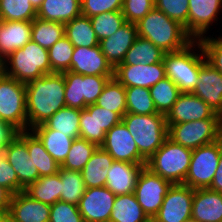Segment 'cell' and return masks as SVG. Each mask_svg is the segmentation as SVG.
<instances>
[{"label": "cell", "mask_w": 222, "mask_h": 222, "mask_svg": "<svg viewBox=\"0 0 222 222\" xmlns=\"http://www.w3.org/2000/svg\"><path fill=\"white\" fill-rule=\"evenodd\" d=\"M26 85L27 131L66 107L63 73L45 74Z\"/></svg>", "instance_id": "1"}, {"label": "cell", "mask_w": 222, "mask_h": 222, "mask_svg": "<svg viewBox=\"0 0 222 222\" xmlns=\"http://www.w3.org/2000/svg\"><path fill=\"white\" fill-rule=\"evenodd\" d=\"M136 25L138 36L149 40L164 53L180 51L194 41L183 25L155 7Z\"/></svg>", "instance_id": "2"}, {"label": "cell", "mask_w": 222, "mask_h": 222, "mask_svg": "<svg viewBox=\"0 0 222 222\" xmlns=\"http://www.w3.org/2000/svg\"><path fill=\"white\" fill-rule=\"evenodd\" d=\"M199 48V51L194 50ZM195 48V49H194ZM206 57L199 40H194L180 51L165 53L163 63L166 77L170 78L181 93L192 92L198 83L200 67L206 62Z\"/></svg>", "instance_id": "3"}, {"label": "cell", "mask_w": 222, "mask_h": 222, "mask_svg": "<svg viewBox=\"0 0 222 222\" xmlns=\"http://www.w3.org/2000/svg\"><path fill=\"white\" fill-rule=\"evenodd\" d=\"M3 65L5 75L24 84L45 74H51L48 49L32 40L5 58Z\"/></svg>", "instance_id": "4"}, {"label": "cell", "mask_w": 222, "mask_h": 222, "mask_svg": "<svg viewBox=\"0 0 222 222\" xmlns=\"http://www.w3.org/2000/svg\"><path fill=\"white\" fill-rule=\"evenodd\" d=\"M122 121L134 138L139 153L148 160L168 137L166 117L160 113L139 115L126 113Z\"/></svg>", "instance_id": "5"}, {"label": "cell", "mask_w": 222, "mask_h": 222, "mask_svg": "<svg viewBox=\"0 0 222 222\" xmlns=\"http://www.w3.org/2000/svg\"><path fill=\"white\" fill-rule=\"evenodd\" d=\"M192 149L173 142L168 137L147 160L146 168L172 184H183L188 174Z\"/></svg>", "instance_id": "6"}, {"label": "cell", "mask_w": 222, "mask_h": 222, "mask_svg": "<svg viewBox=\"0 0 222 222\" xmlns=\"http://www.w3.org/2000/svg\"><path fill=\"white\" fill-rule=\"evenodd\" d=\"M0 117L17 131H27L26 85L0 75Z\"/></svg>", "instance_id": "7"}, {"label": "cell", "mask_w": 222, "mask_h": 222, "mask_svg": "<svg viewBox=\"0 0 222 222\" xmlns=\"http://www.w3.org/2000/svg\"><path fill=\"white\" fill-rule=\"evenodd\" d=\"M221 137L222 119H202L168 126V138L192 150Z\"/></svg>", "instance_id": "8"}, {"label": "cell", "mask_w": 222, "mask_h": 222, "mask_svg": "<svg viewBox=\"0 0 222 222\" xmlns=\"http://www.w3.org/2000/svg\"><path fill=\"white\" fill-rule=\"evenodd\" d=\"M221 152V138L192 150L188 174L184 185L195 189L209 188L217 167Z\"/></svg>", "instance_id": "9"}, {"label": "cell", "mask_w": 222, "mask_h": 222, "mask_svg": "<svg viewBox=\"0 0 222 222\" xmlns=\"http://www.w3.org/2000/svg\"><path fill=\"white\" fill-rule=\"evenodd\" d=\"M172 183L144 167L140 172L134 194L150 219L158 213Z\"/></svg>", "instance_id": "10"}, {"label": "cell", "mask_w": 222, "mask_h": 222, "mask_svg": "<svg viewBox=\"0 0 222 222\" xmlns=\"http://www.w3.org/2000/svg\"><path fill=\"white\" fill-rule=\"evenodd\" d=\"M122 121V117L96 103L81 110L80 137L101 146L105 141L106 132Z\"/></svg>", "instance_id": "11"}, {"label": "cell", "mask_w": 222, "mask_h": 222, "mask_svg": "<svg viewBox=\"0 0 222 222\" xmlns=\"http://www.w3.org/2000/svg\"><path fill=\"white\" fill-rule=\"evenodd\" d=\"M194 189L184 184H172L154 222H186L191 219Z\"/></svg>", "instance_id": "12"}, {"label": "cell", "mask_w": 222, "mask_h": 222, "mask_svg": "<svg viewBox=\"0 0 222 222\" xmlns=\"http://www.w3.org/2000/svg\"><path fill=\"white\" fill-rule=\"evenodd\" d=\"M101 147L117 161L146 164L147 160L139 153L137 144L123 121L106 132Z\"/></svg>", "instance_id": "13"}, {"label": "cell", "mask_w": 222, "mask_h": 222, "mask_svg": "<svg viewBox=\"0 0 222 222\" xmlns=\"http://www.w3.org/2000/svg\"><path fill=\"white\" fill-rule=\"evenodd\" d=\"M3 153L24 188L40 178L38 169L30 160L27 149V131H18L17 135L5 146Z\"/></svg>", "instance_id": "14"}, {"label": "cell", "mask_w": 222, "mask_h": 222, "mask_svg": "<svg viewBox=\"0 0 222 222\" xmlns=\"http://www.w3.org/2000/svg\"><path fill=\"white\" fill-rule=\"evenodd\" d=\"M165 117L167 127L202 119H222L220 114L192 92L181 93Z\"/></svg>", "instance_id": "15"}, {"label": "cell", "mask_w": 222, "mask_h": 222, "mask_svg": "<svg viewBox=\"0 0 222 222\" xmlns=\"http://www.w3.org/2000/svg\"><path fill=\"white\" fill-rule=\"evenodd\" d=\"M115 197L106 186L86 188L78 204L84 222H109Z\"/></svg>", "instance_id": "16"}, {"label": "cell", "mask_w": 222, "mask_h": 222, "mask_svg": "<svg viewBox=\"0 0 222 222\" xmlns=\"http://www.w3.org/2000/svg\"><path fill=\"white\" fill-rule=\"evenodd\" d=\"M114 77L125 87L151 88L166 77L163 60L153 64L118 65Z\"/></svg>", "instance_id": "17"}, {"label": "cell", "mask_w": 222, "mask_h": 222, "mask_svg": "<svg viewBox=\"0 0 222 222\" xmlns=\"http://www.w3.org/2000/svg\"><path fill=\"white\" fill-rule=\"evenodd\" d=\"M69 71L80 75H114V68L105 58L100 45L75 47Z\"/></svg>", "instance_id": "18"}, {"label": "cell", "mask_w": 222, "mask_h": 222, "mask_svg": "<svg viewBox=\"0 0 222 222\" xmlns=\"http://www.w3.org/2000/svg\"><path fill=\"white\" fill-rule=\"evenodd\" d=\"M222 8V0H189L188 34L199 40L207 34Z\"/></svg>", "instance_id": "19"}, {"label": "cell", "mask_w": 222, "mask_h": 222, "mask_svg": "<svg viewBox=\"0 0 222 222\" xmlns=\"http://www.w3.org/2000/svg\"><path fill=\"white\" fill-rule=\"evenodd\" d=\"M198 78L192 93L222 116V73L206 61L200 67Z\"/></svg>", "instance_id": "20"}, {"label": "cell", "mask_w": 222, "mask_h": 222, "mask_svg": "<svg viewBox=\"0 0 222 222\" xmlns=\"http://www.w3.org/2000/svg\"><path fill=\"white\" fill-rule=\"evenodd\" d=\"M138 37L137 25L126 22L113 35L99 42L102 53L115 69Z\"/></svg>", "instance_id": "21"}, {"label": "cell", "mask_w": 222, "mask_h": 222, "mask_svg": "<svg viewBox=\"0 0 222 222\" xmlns=\"http://www.w3.org/2000/svg\"><path fill=\"white\" fill-rule=\"evenodd\" d=\"M146 164L114 160L107 175L106 187L116 196L134 193L138 176Z\"/></svg>", "instance_id": "22"}, {"label": "cell", "mask_w": 222, "mask_h": 222, "mask_svg": "<svg viewBox=\"0 0 222 222\" xmlns=\"http://www.w3.org/2000/svg\"><path fill=\"white\" fill-rule=\"evenodd\" d=\"M50 207L22 191L12 196L9 215L16 222H49Z\"/></svg>", "instance_id": "23"}, {"label": "cell", "mask_w": 222, "mask_h": 222, "mask_svg": "<svg viewBox=\"0 0 222 222\" xmlns=\"http://www.w3.org/2000/svg\"><path fill=\"white\" fill-rule=\"evenodd\" d=\"M31 34V21L0 20V57L4 60L24 47L31 40Z\"/></svg>", "instance_id": "24"}, {"label": "cell", "mask_w": 222, "mask_h": 222, "mask_svg": "<svg viewBox=\"0 0 222 222\" xmlns=\"http://www.w3.org/2000/svg\"><path fill=\"white\" fill-rule=\"evenodd\" d=\"M191 218L198 222H222V193L195 189Z\"/></svg>", "instance_id": "25"}, {"label": "cell", "mask_w": 222, "mask_h": 222, "mask_svg": "<svg viewBox=\"0 0 222 222\" xmlns=\"http://www.w3.org/2000/svg\"><path fill=\"white\" fill-rule=\"evenodd\" d=\"M114 159L101 146H98L91 158L81 170L86 188L103 187L106 185L108 171Z\"/></svg>", "instance_id": "26"}, {"label": "cell", "mask_w": 222, "mask_h": 222, "mask_svg": "<svg viewBox=\"0 0 222 222\" xmlns=\"http://www.w3.org/2000/svg\"><path fill=\"white\" fill-rule=\"evenodd\" d=\"M31 131L43 143L46 151L61 166L71 149L74 138L68 137L57 130L49 129L44 124L32 128Z\"/></svg>", "instance_id": "27"}, {"label": "cell", "mask_w": 222, "mask_h": 222, "mask_svg": "<svg viewBox=\"0 0 222 222\" xmlns=\"http://www.w3.org/2000/svg\"><path fill=\"white\" fill-rule=\"evenodd\" d=\"M81 15V0H43L37 17L46 21L67 23Z\"/></svg>", "instance_id": "28"}, {"label": "cell", "mask_w": 222, "mask_h": 222, "mask_svg": "<svg viewBox=\"0 0 222 222\" xmlns=\"http://www.w3.org/2000/svg\"><path fill=\"white\" fill-rule=\"evenodd\" d=\"M134 193L117 195L109 222H150Z\"/></svg>", "instance_id": "29"}, {"label": "cell", "mask_w": 222, "mask_h": 222, "mask_svg": "<svg viewBox=\"0 0 222 222\" xmlns=\"http://www.w3.org/2000/svg\"><path fill=\"white\" fill-rule=\"evenodd\" d=\"M164 54L165 53L152 42L138 36L127 51L122 64L119 65H150L161 62Z\"/></svg>", "instance_id": "30"}, {"label": "cell", "mask_w": 222, "mask_h": 222, "mask_svg": "<svg viewBox=\"0 0 222 222\" xmlns=\"http://www.w3.org/2000/svg\"><path fill=\"white\" fill-rule=\"evenodd\" d=\"M61 184L59 169L57 174L40 177L35 182L29 184L24 192L34 200L52 205L60 200Z\"/></svg>", "instance_id": "31"}, {"label": "cell", "mask_w": 222, "mask_h": 222, "mask_svg": "<svg viewBox=\"0 0 222 222\" xmlns=\"http://www.w3.org/2000/svg\"><path fill=\"white\" fill-rule=\"evenodd\" d=\"M27 149L30 160L38 169L39 176H52L59 172L60 166L53 157L46 151L39 138L29 130L27 131Z\"/></svg>", "instance_id": "32"}, {"label": "cell", "mask_w": 222, "mask_h": 222, "mask_svg": "<svg viewBox=\"0 0 222 222\" xmlns=\"http://www.w3.org/2000/svg\"><path fill=\"white\" fill-rule=\"evenodd\" d=\"M65 36L74 47H93L99 45L90 18L80 15L65 23Z\"/></svg>", "instance_id": "33"}, {"label": "cell", "mask_w": 222, "mask_h": 222, "mask_svg": "<svg viewBox=\"0 0 222 222\" xmlns=\"http://www.w3.org/2000/svg\"><path fill=\"white\" fill-rule=\"evenodd\" d=\"M80 116L81 109L63 107L54 113L44 125L75 139L80 137Z\"/></svg>", "instance_id": "34"}, {"label": "cell", "mask_w": 222, "mask_h": 222, "mask_svg": "<svg viewBox=\"0 0 222 222\" xmlns=\"http://www.w3.org/2000/svg\"><path fill=\"white\" fill-rule=\"evenodd\" d=\"M63 36H65L64 23L46 21L38 17L32 21L31 40L45 49L51 48Z\"/></svg>", "instance_id": "35"}, {"label": "cell", "mask_w": 222, "mask_h": 222, "mask_svg": "<svg viewBox=\"0 0 222 222\" xmlns=\"http://www.w3.org/2000/svg\"><path fill=\"white\" fill-rule=\"evenodd\" d=\"M96 104L123 117L126 114L125 87L115 77L110 78Z\"/></svg>", "instance_id": "36"}, {"label": "cell", "mask_w": 222, "mask_h": 222, "mask_svg": "<svg viewBox=\"0 0 222 222\" xmlns=\"http://www.w3.org/2000/svg\"><path fill=\"white\" fill-rule=\"evenodd\" d=\"M149 91L157 112L165 116L181 94L179 87L167 77L149 88Z\"/></svg>", "instance_id": "37"}, {"label": "cell", "mask_w": 222, "mask_h": 222, "mask_svg": "<svg viewBox=\"0 0 222 222\" xmlns=\"http://www.w3.org/2000/svg\"><path fill=\"white\" fill-rule=\"evenodd\" d=\"M61 196L60 200L77 205L86 191L81 171L60 168Z\"/></svg>", "instance_id": "38"}, {"label": "cell", "mask_w": 222, "mask_h": 222, "mask_svg": "<svg viewBox=\"0 0 222 222\" xmlns=\"http://www.w3.org/2000/svg\"><path fill=\"white\" fill-rule=\"evenodd\" d=\"M97 147L95 143L89 142L84 138H75L60 168L81 171Z\"/></svg>", "instance_id": "39"}, {"label": "cell", "mask_w": 222, "mask_h": 222, "mask_svg": "<svg viewBox=\"0 0 222 222\" xmlns=\"http://www.w3.org/2000/svg\"><path fill=\"white\" fill-rule=\"evenodd\" d=\"M125 93L126 113L139 115L158 113L148 88L127 87Z\"/></svg>", "instance_id": "40"}, {"label": "cell", "mask_w": 222, "mask_h": 222, "mask_svg": "<svg viewBox=\"0 0 222 222\" xmlns=\"http://www.w3.org/2000/svg\"><path fill=\"white\" fill-rule=\"evenodd\" d=\"M37 11L29 0H0V20L33 21Z\"/></svg>", "instance_id": "41"}, {"label": "cell", "mask_w": 222, "mask_h": 222, "mask_svg": "<svg viewBox=\"0 0 222 222\" xmlns=\"http://www.w3.org/2000/svg\"><path fill=\"white\" fill-rule=\"evenodd\" d=\"M90 21L99 42L113 35L126 23L122 11L104 12L90 17Z\"/></svg>", "instance_id": "42"}, {"label": "cell", "mask_w": 222, "mask_h": 222, "mask_svg": "<svg viewBox=\"0 0 222 222\" xmlns=\"http://www.w3.org/2000/svg\"><path fill=\"white\" fill-rule=\"evenodd\" d=\"M74 46L66 36L59 39L51 48L48 49L51 73H62L70 70L71 58Z\"/></svg>", "instance_id": "43"}, {"label": "cell", "mask_w": 222, "mask_h": 222, "mask_svg": "<svg viewBox=\"0 0 222 222\" xmlns=\"http://www.w3.org/2000/svg\"><path fill=\"white\" fill-rule=\"evenodd\" d=\"M155 8L183 25L188 33L189 0H155Z\"/></svg>", "instance_id": "44"}, {"label": "cell", "mask_w": 222, "mask_h": 222, "mask_svg": "<svg viewBox=\"0 0 222 222\" xmlns=\"http://www.w3.org/2000/svg\"><path fill=\"white\" fill-rule=\"evenodd\" d=\"M113 77L114 75H83L81 89L82 97H84V109L97 102L105 84Z\"/></svg>", "instance_id": "45"}, {"label": "cell", "mask_w": 222, "mask_h": 222, "mask_svg": "<svg viewBox=\"0 0 222 222\" xmlns=\"http://www.w3.org/2000/svg\"><path fill=\"white\" fill-rule=\"evenodd\" d=\"M65 79V102L66 107L84 109V97H82L81 81L83 75L70 71L62 72Z\"/></svg>", "instance_id": "46"}, {"label": "cell", "mask_w": 222, "mask_h": 222, "mask_svg": "<svg viewBox=\"0 0 222 222\" xmlns=\"http://www.w3.org/2000/svg\"><path fill=\"white\" fill-rule=\"evenodd\" d=\"M155 7V0H123L122 14L126 22L137 24Z\"/></svg>", "instance_id": "47"}, {"label": "cell", "mask_w": 222, "mask_h": 222, "mask_svg": "<svg viewBox=\"0 0 222 222\" xmlns=\"http://www.w3.org/2000/svg\"><path fill=\"white\" fill-rule=\"evenodd\" d=\"M49 222H84V219L77 205L59 200L50 207Z\"/></svg>", "instance_id": "48"}, {"label": "cell", "mask_w": 222, "mask_h": 222, "mask_svg": "<svg viewBox=\"0 0 222 222\" xmlns=\"http://www.w3.org/2000/svg\"><path fill=\"white\" fill-rule=\"evenodd\" d=\"M123 0H81V15L93 17L95 15L121 11Z\"/></svg>", "instance_id": "49"}, {"label": "cell", "mask_w": 222, "mask_h": 222, "mask_svg": "<svg viewBox=\"0 0 222 222\" xmlns=\"http://www.w3.org/2000/svg\"><path fill=\"white\" fill-rule=\"evenodd\" d=\"M199 42L207 62L222 73V36L218 38L204 36L199 39Z\"/></svg>", "instance_id": "50"}, {"label": "cell", "mask_w": 222, "mask_h": 222, "mask_svg": "<svg viewBox=\"0 0 222 222\" xmlns=\"http://www.w3.org/2000/svg\"><path fill=\"white\" fill-rule=\"evenodd\" d=\"M0 186L8 189L13 195L25 190L4 153H0Z\"/></svg>", "instance_id": "51"}, {"label": "cell", "mask_w": 222, "mask_h": 222, "mask_svg": "<svg viewBox=\"0 0 222 222\" xmlns=\"http://www.w3.org/2000/svg\"><path fill=\"white\" fill-rule=\"evenodd\" d=\"M17 132L10 124L0 123V153L4 152L5 146L17 135Z\"/></svg>", "instance_id": "52"}, {"label": "cell", "mask_w": 222, "mask_h": 222, "mask_svg": "<svg viewBox=\"0 0 222 222\" xmlns=\"http://www.w3.org/2000/svg\"><path fill=\"white\" fill-rule=\"evenodd\" d=\"M208 189L222 193V137H221V152L219 157V166L217 167L212 183Z\"/></svg>", "instance_id": "53"}, {"label": "cell", "mask_w": 222, "mask_h": 222, "mask_svg": "<svg viewBox=\"0 0 222 222\" xmlns=\"http://www.w3.org/2000/svg\"><path fill=\"white\" fill-rule=\"evenodd\" d=\"M13 194L3 186H0V211H9Z\"/></svg>", "instance_id": "54"}, {"label": "cell", "mask_w": 222, "mask_h": 222, "mask_svg": "<svg viewBox=\"0 0 222 222\" xmlns=\"http://www.w3.org/2000/svg\"><path fill=\"white\" fill-rule=\"evenodd\" d=\"M36 11L41 7L43 0H29Z\"/></svg>", "instance_id": "55"}, {"label": "cell", "mask_w": 222, "mask_h": 222, "mask_svg": "<svg viewBox=\"0 0 222 222\" xmlns=\"http://www.w3.org/2000/svg\"><path fill=\"white\" fill-rule=\"evenodd\" d=\"M9 216V211H0V222H4Z\"/></svg>", "instance_id": "56"}, {"label": "cell", "mask_w": 222, "mask_h": 222, "mask_svg": "<svg viewBox=\"0 0 222 222\" xmlns=\"http://www.w3.org/2000/svg\"><path fill=\"white\" fill-rule=\"evenodd\" d=\"M3 62L4 60L0 57V75L3 74Z\"/></svg>", "instance_id": "57"}, {"label": "cell", "mask_w": 222, "mask_h": 222, "mask_svg": "<svg viewBox=\"0 0 222 222\" xmlns=\"http://www.w3.org/2000/svg\"><path fill=\"white\" fill-rule=\"evenodd\" d=\"M4 222H16L11 216H9Z\"/></svg>", "instance_id": "58"}, {"label": "cell", "mask_w": 222, "mask_h": 222, "mask_svg": "<svg viewBox=\"0 0 222 222\" xmlns=\"http://www.w3.org/2000/svg\"><path fill=\"white\" fill-rule=\"evenodd\" d=\"M186 222H198V221L191 218V219H189V220L186 221Z\"/></svg>", "instance_id": "59"}]
</instances>
